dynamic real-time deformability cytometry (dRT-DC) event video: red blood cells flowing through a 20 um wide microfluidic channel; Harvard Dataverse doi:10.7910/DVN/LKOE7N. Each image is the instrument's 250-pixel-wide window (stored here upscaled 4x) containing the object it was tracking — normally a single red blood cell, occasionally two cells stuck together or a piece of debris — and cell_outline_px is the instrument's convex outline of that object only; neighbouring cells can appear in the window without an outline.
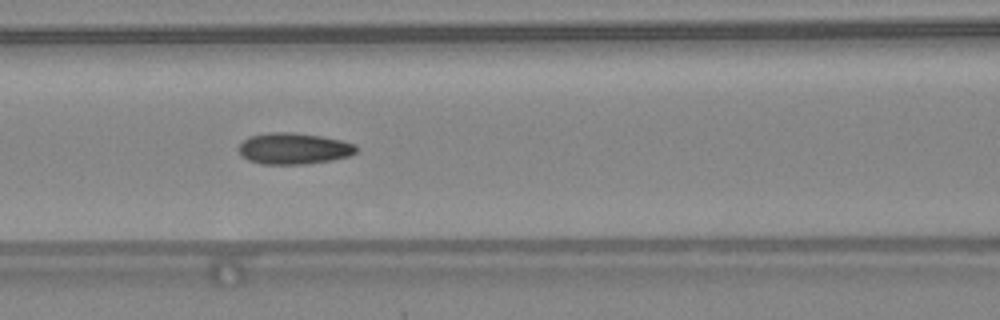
{"species": "common noctule bat (a hibernating species)", "species_latin": "Nyctalus noctula", "temperature_condition": "warm", "stored_images_in_passage": 46, "camera_frame_rate_fps": 3000, "um_per_image_px": 0.085, "animal": {"sex": "female", "body_mass_g": 24.6, "forearm_length_mm": 56.2}, "frame": {"image": 1, "passage_image": 20, "time_ms": 6.333, "image_size_px": [1000, 320], "cell_outline_px": [[360, 148], [356, 152], [348, 156], [332, 160], [304, 164], [260, 164], [248, 160], [240, 156], [240, 144], [248, 136], [268, 132], [292, 132], [320, 136], [344, 140], [356, 144]], "centroid_in_image_um": [24.99, 12.62], "position_along_channel_um": 141.6, "area_um2": 21.68}, "authors_computed_cell_mechanics": {"area_um2": 20.5479, "velocity_mm_per_s": 4.3895, "shape_relaxation_time_tau1_ms": null, "shape_relaxation_time_tau2_ms": 1.2084, "deformation_change_tau1": null, "deformation_change_tau2": 0.0709}}